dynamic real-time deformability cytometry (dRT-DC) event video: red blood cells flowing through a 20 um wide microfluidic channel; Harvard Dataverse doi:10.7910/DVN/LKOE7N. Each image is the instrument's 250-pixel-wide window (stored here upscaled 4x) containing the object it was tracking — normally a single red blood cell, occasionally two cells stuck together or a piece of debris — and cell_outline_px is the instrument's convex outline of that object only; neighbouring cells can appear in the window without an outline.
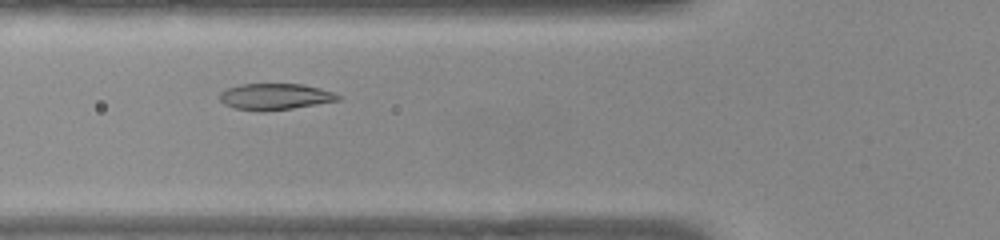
{"species": "common noctule bat (a hibernating species)", "species_latin": "Nyctalus noctula", "temperature_condition": "warm", "stored_images_in_passage": 45, "camera_frame_rate_fps": 3000, "um_per_image_px": 0.085, "animal": {"sex": "female", "body_mass_g": 22.0, "forearm_length_mm": 56.7}, "frame": {"image": 1, "passage_image": 11, "time_ms": 3.333, "image_size_px": [1000, 240], "cell_outline_px": [[340, 100], [292, 108], [264, 112], [260, 112], [232, 108], [224, 104], [220, 100], [220, 92], [228, 88], [240, 84], [304, 84], [320, 88], [332, 92], [340, 96]], "centroid_in_image_um": [23.34, 8.22], "position_along_channel_um": 102.5, "area_um2": 18.21}}
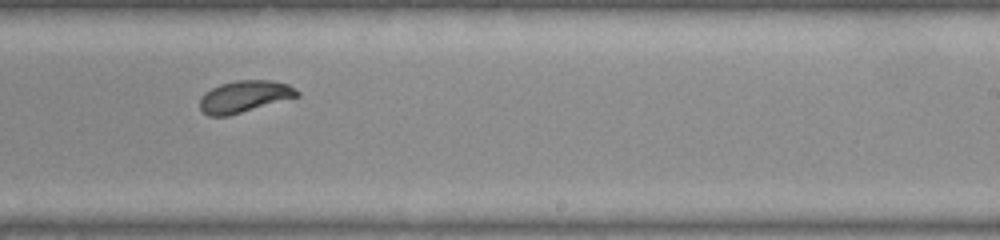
{"frame": {"image": 2, "passage_image": 24, "time_ms": 7.667, "image_size_px": [1000, 240], "cell_outline_px": [[300, 96], [228, 116], [208, 116], [200, 108], [200, 96], [204, 92], [220, 84], [236, 80], [272, 80], [288, 84], [300, 92]], "centroid_in_image_um": [20.77, 8.2], "position_along_channel_um": 268.2, "area_um2": 18.09}}
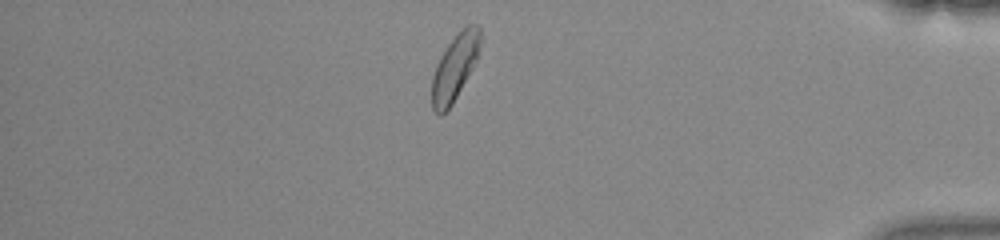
{"frame": {"image": 3, "passage_image": 37, "time_ms": 12.0, "image_size_px": [1000, 240], "cell_outline_px": [[484, 40], [476, 60], [472, 68], [452, 104], [440, 116], [432, 108], [432, 76], [436, 64], [440, 56], [448, 44], [460, 28], [468, 24], [476, 24], [480, 28]], "centroid_in_image_um": [38.69, 5.64], "position_along_channel_um": 396.5, "area_um2": 18.79}, "authors_computed_cell_mechanics": {"area_um2": 18.7272, "velocity_mm_per_s": 3.8348, "shape_relaxation_time_tau1_ms": 2.1425, "shape_relaxation_time_tau2_ms": 0.8082, "deformation_change_tau1": 0.1373, "deformation_change_tau2": 0.0516}}